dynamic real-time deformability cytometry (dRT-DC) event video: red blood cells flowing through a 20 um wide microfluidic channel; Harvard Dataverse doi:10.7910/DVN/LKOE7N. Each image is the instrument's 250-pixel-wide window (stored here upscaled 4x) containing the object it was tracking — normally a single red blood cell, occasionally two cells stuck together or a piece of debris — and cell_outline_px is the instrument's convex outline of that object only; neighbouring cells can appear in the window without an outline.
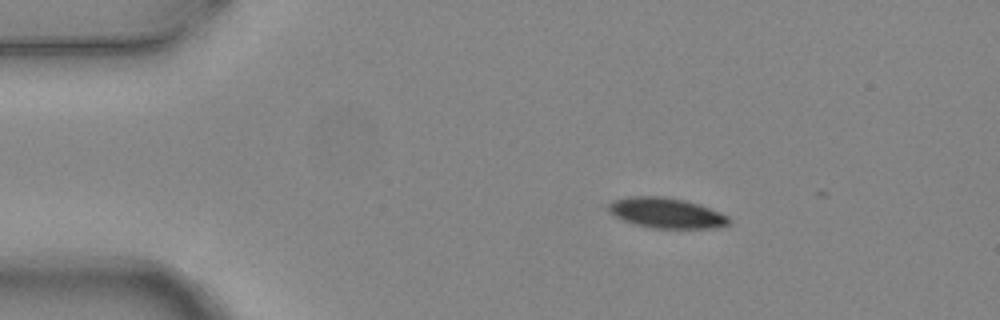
{"species": "common noctule bat (a hibernating species)", "species_latin": "Nyctalus noctula", "temperature_condition": "warm", "stored_images_in_passage": 5, "camera_frame_rate_fps": 3000, "um_per_image_px": 0.085, "animal": {"sex": "female", "body_mass_g": 24.6, "forearm_length_mm": 56.2}, "frame": {"image": 1, "passage_image": 2, "time_ms": 0.333, "image_size_px": [1000, 320], "cell_outline_px": [[732, 220], [728, 224], [712, 228], [652, 228], [632, 224], [608, 212], [608, 204], [612, 200], [628, 196], [660, 196], [684, 200], [708, 208], [728, 216]], "centroid_in_image_um": [56.58, 18.1], "position_along_channel_um": 28.4, "area_um2": 21.15}}
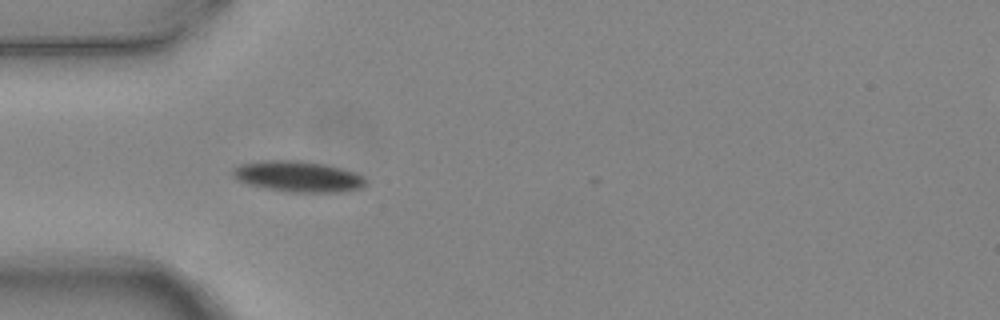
{"frame": {"image": 2, "passage_image": 4, "time_ms": 1.0, "image_size_px": [1000, 320], "cell_outline_px": [[368, 184], [360, 188], [344, 192], [292, 192], [264, 188], [248, 184], [236, 180], [232, 176], [232, 168], [240, 164], [268, 160], [300, 160], [324, 164], [340, 168], [364, 176], [368, 180]], "centroid_in_image_um": [25.34, 15.0], "position_along_channel_um": 59.7, "area_um2": 24.1}}